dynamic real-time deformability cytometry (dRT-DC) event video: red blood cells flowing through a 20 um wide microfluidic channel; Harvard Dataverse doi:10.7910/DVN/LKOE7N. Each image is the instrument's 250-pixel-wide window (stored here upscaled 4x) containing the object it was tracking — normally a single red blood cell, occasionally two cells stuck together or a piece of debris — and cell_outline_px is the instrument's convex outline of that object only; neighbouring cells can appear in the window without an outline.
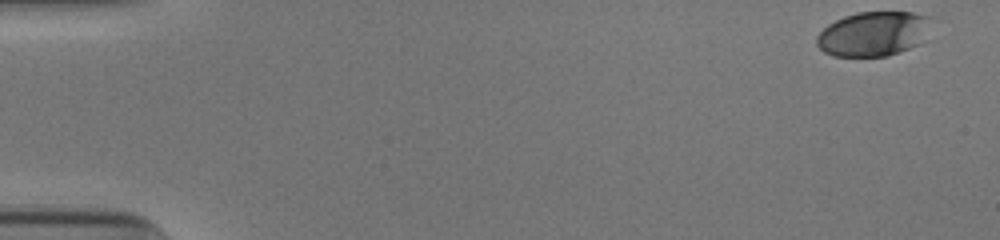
{"species": "human", "species_latin": "Homo sapiens", "temperature_condition": "cold", "stored_images_in_passage": 43, "camera_frame_rate_fps": 3000, "um_per_image_px": 0.085, "donor": {"sex": "male"}, "frame": {"image": 1, "passage_image": 1, "time_ms": 0.0, "image_size_px": [1000, 240], "cell_outline_px": [[932, 16], [920, 44], [888, 56], [832, 56], [824, 52], [816, 44], [816, 36], [828, 24], [844, 16], [856, 12], [912, 12]], "centroid_in_image_um": [74.21, 2.87], "position_along_channel_um": 10.8, "area_um2": 29.71}}
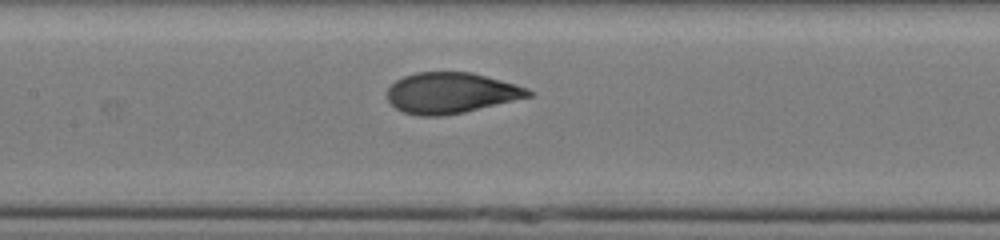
{"frame": {"image": 2, "passage_image": 25, "time_ms": 8.0, "image_size_px": [1000, 240], "cell_outline_px": [[532, 96], [464, 112], [440, 116], [420, 116], [404, 112], [396, 108], [388, 100], [388, 88], [396, 80], [404, 76], [416, 72], [472, 72], [516, 84], [528, 88], [532, 92]], "centroid_in_image_um": [38.34, 7.89], "position_along_channel_um": 169.1, "area_um2": 33.41}}
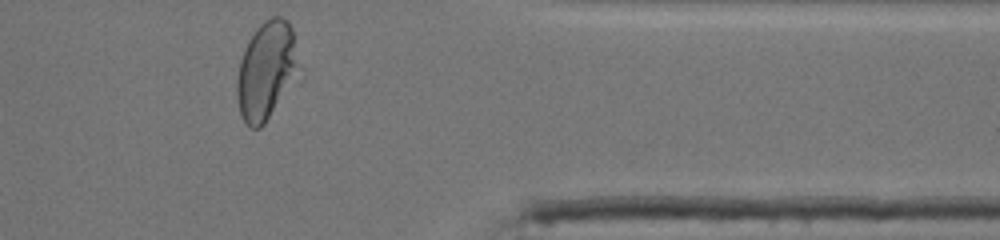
{"frame": {"image": 3, "passage_image": 43, "time_ms": 14.0, "image_size_px": [1000, 240], "cell_outline_px": [[292, 64], [272, 108], [264, 124], [260, 128], [248, 128], [240, 112], [236, 96], [236, 80], [240, 60], [244, 48], [248, 40], [256, 28], [264, 20], [272, 16], [280, 16], [288, 20], [292, 28]], "centroid_in_image_um": [22.42, 5.92], "position_along_channel_um": 389.0, "area_um2": 31.91}, "authors_computed_cell_mechanics": {"area_um2": 33.4084, "velocity_mm_per_s": 3.9043, "shape_relaxation_time_tau1_ms": 4.7818, "shape_relaxation_time_tau2_ms": null, "deformation_change_tau1": 0.2057, "deformation_change_tau2": null}}